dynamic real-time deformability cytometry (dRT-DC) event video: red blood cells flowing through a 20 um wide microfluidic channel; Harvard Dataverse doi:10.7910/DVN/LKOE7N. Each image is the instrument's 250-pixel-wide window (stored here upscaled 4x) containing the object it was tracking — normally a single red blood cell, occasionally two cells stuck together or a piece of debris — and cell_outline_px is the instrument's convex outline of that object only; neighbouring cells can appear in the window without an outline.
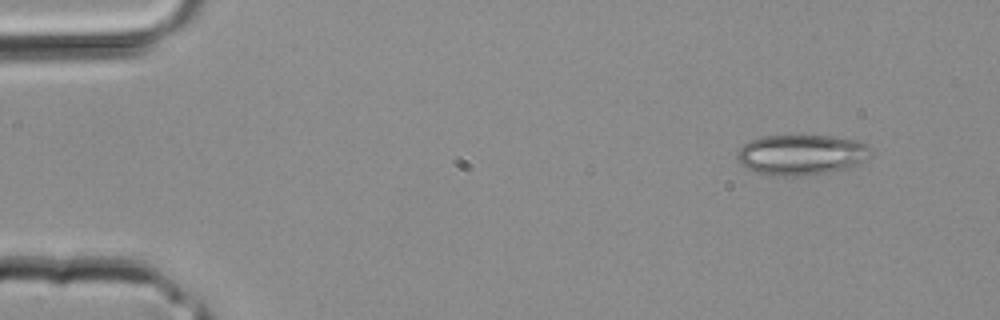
{"species": "common noctule bat (a hibernating species)", "species_latin": "Nyctalus noctula", "temperature_condition": "room temperature", "stored_images_in_passage": 3, "segment_of_instrument_passage": [2, 2], "camera_frame_rate_fps": 3000, "um_per_image_px": 0.085, "animal": {"sex": "male", "body_mass_g": 20.4}, "frame": {"image": 1, "passage_image": 3, "time_ms": 0.667, "image_size_px": [1000, 320], "cell_outline_px": [[872, 156], [868, 160], [860, 164], [828, 172], [800, 176], [772, 176], [756, 172], [744, 168], [736, 160], [736, 156], [740, 148], [744, 144], [752, 140], [764, 136], [828, 136], [856, 140], [872, 148]], "centroid_in_image_um": [68.12, 13.17], "position_along_channel_um": 16.9, "area_um2": 31.67}}